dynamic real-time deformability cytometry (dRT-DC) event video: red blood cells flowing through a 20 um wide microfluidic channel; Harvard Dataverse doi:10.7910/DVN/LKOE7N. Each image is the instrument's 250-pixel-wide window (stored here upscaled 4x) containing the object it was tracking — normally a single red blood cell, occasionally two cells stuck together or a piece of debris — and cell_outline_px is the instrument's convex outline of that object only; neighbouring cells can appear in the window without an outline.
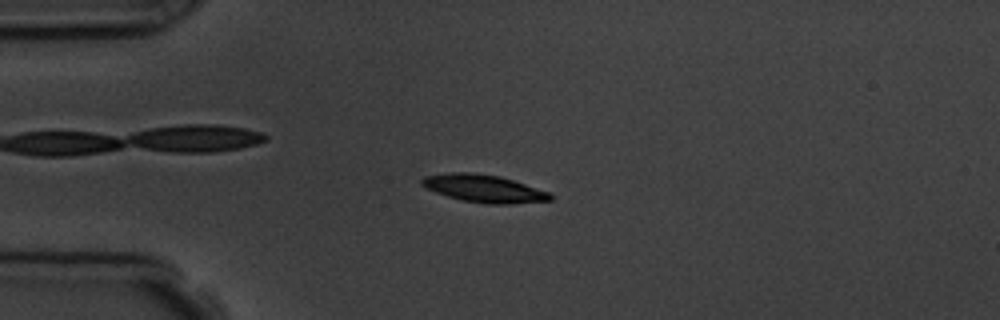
{"species": "common noctule bat (a hibernating species)", "species_latin": "Nyctalus noctula", "temperature_condition": "room temperature", "stored_images_in_passage": 4, "camera_frame_rate_fps": 3000, "um_per_image_px": 0.085, "animal": {"sex": "male", "body_mass_g": 19.5, "forearm_length_mm": 54.6}, "frame": {"image": 1, "passage_image": 3, "time_ms": 3.0, "image_size_px": [1000, 320], "cell_outline_px": [[552, 200], [512, 204], [484, 204], [464, 200], [448, 196], [436, 192], [420, 184], [420, 180], [424, 176], [452, 172], [468, 172], [500, 176], [548, 192], [552, 196]], "centroid_in_image_um": [41.11, 16.02], "position_along_channel_um": 43.9, "area_um2": 20.4}}